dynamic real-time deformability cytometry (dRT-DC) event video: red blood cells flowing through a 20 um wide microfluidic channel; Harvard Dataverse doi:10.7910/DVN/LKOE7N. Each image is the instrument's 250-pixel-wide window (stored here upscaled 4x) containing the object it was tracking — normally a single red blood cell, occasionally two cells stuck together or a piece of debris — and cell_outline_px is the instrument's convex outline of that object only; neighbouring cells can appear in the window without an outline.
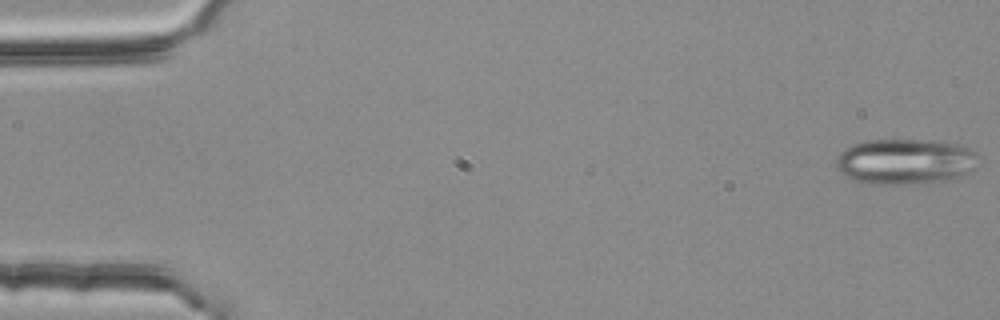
{"species": "common noctule bat (a hibernating species)", "species_latin": "Nyctalus noctula", "temperature_condition": "room temperature", "stored_images_in_passage": 54, "camera_frame_rate_fps": 3000, "um_per_image_px": 0.085, "animal": {"sex": "female", "body_mass_g": 25.1}, "frame": {"image": 1, "passage_image": 1, "time_ms": 0.0, "image_size_px": [1000, 320], "cell_outline_px": [[976, 156], [972, 168], [968, 172], [960, 176], [944, 180], [904, 184], [864, 184], [852, 180], [840, 172], [836, 164], [836, 160], [840, 152], [844, 148], [852, 144], [868, 140], [928, 140], [956, 144], [968, 148], [976, 152]], "centroid_in_image_um": [76.85, 13.73], "position_along_channel_um": 8.1, "area_um2": 37.45}}
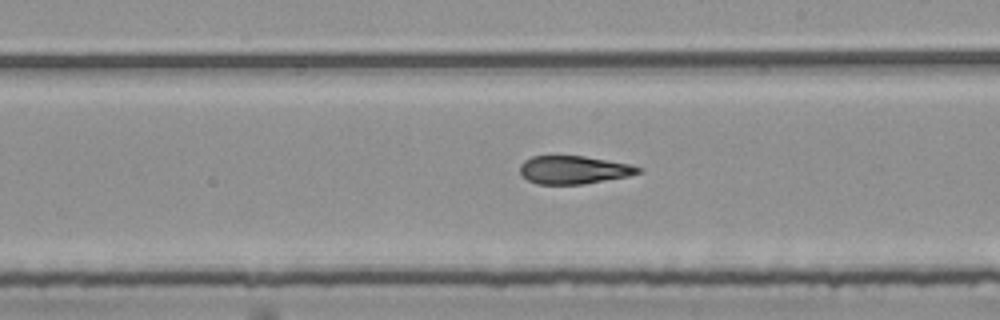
{"frame": {"image": 2, "passage_image": 31, "time_ms": 10.0, "image_size_px": [1000, 320], "cell_outline_px": [[644, 168], [640, 172], [628, 176], [584, 184], [536, 184], [528, 180], [520, 172], [520, 164], [524, 160], [532, 156], [584, 156], [632, 164]], "centroid_in_image_um": [48.79, 14.43], "position_along_channel_um": 240.2, "area_um2": 19.42}}
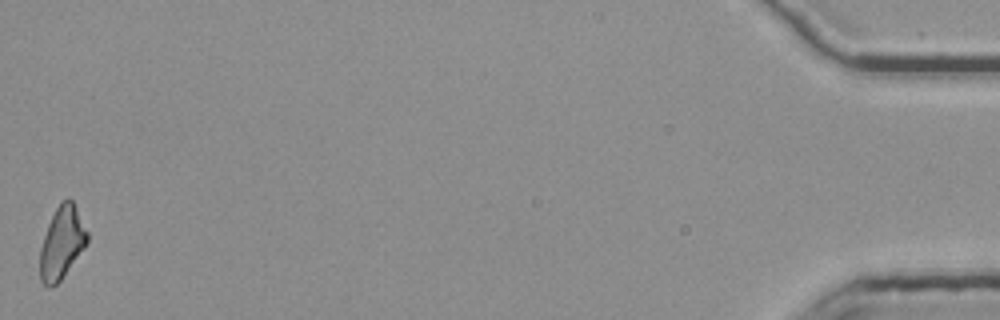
{"frame": {"image": 3, "passage_image": 54, "time_ms": 17.667, "image_size_px": [1000, 320], "cell_outline_px": [[88, 244], [60, 280], [56, 284], [48, 288], [40, 280], [40, 248], [48, 224], [56, 208], [68, 196], [72, 200], [88, 232]], "centroid_in_image_um": [5.26, 20.64], "position_along_channel_um": 429.9, "area_um2": 19.77}, "authors_computed_cell_mechanics": {"area_um2": 20.519, "velocity_mm_per_s": 3.779, "shape_relaxation_time_tau1_ms": null, "shape_relaxation_time_tau2_ms": 3.404, "deformation_change_tau1": null, "deformation_change_tau2": 0.1403}}